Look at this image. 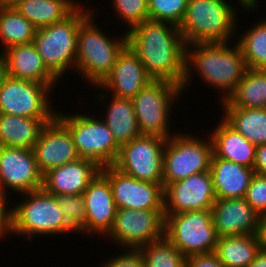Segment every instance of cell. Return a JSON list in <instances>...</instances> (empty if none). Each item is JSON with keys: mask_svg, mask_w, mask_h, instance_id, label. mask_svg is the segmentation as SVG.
Listing matches in <instances>:
<instances>
[{"mask_svg": "<svg viewBox=\"0 0 266 267\" xmlns=\"http://www.w3.org/2000/svg\"><path fill=\"white\" fill-rule=\"evenodd\" d=\"M127 31V45L152 80L182 87L185 77L186 43L178 26L146 20Z\"/></svg>", "mask_w": 266, "mask_h": 267, "instance_id": "1", "label": "cell"}, {"mask_svg": "<svg viewBox=\"0 0 266 267\" xmlns=\"http://www.w3.org/2000/svg\"><path fill=\"white\" fill-rule=\"evenodd\" d=\"M229 42L186 44L185 77L182 91L191 85L193 70L206 86L218 89L221 102L236 90L247 70L242 51L236 43ZM193 69V70H192ZM192 74V75H191Z\"/></svg>", "mask_w": 266, "mask_h": 267, "instance_id": "2", "label": "cell"}, {"mask_svg": "<svg viewBox=\"0 0 266 267\" xmlns=\"http://www.w3.org/2000/svg\"><path fill=\"white\" fill-rule=\"evenodd\" d=\"M94 15L92 12L79 27L75 65L76 72L93 87L111 73L118 55L127 46V32L111 38L97 27Z\"/></svg>", "mask_w": 266, "mask_h": 267, "instance_id": "3", "label": "cell"}, {"mask_svg": "<svg viewBox=\"0 0 266 267\" xmlns=\"http://www.w3.org/2000/svg\"><path fill=\"white\" fill-rule=\"evenodd\" d=\"M231 5L227 0H188L178 26L185 43L233 42L238 10Z\"/></svg>", "mask_w": 266, "mask_h": 267, "instance_id": "4", "label": "cell"}, {"mask_svg": "<svg viewBox=\"0 0 266 267\" xmlns=\"http://www.w3.org/2000/svg\"><path fill=\"white\" fill-rule=\"evenodd\" d=\"M84 6L86 4L80 3L63 20L37 29L33 39L44 64L59 80L65 71L75 69L79 27L92 11H96Z\"/></svg>", "mask_w": 266, "mask_h": 267, "instance_id": "5", "label": "cell"}, {"mask_svg": "<svg viewBox=\"0 0 266 267\" xmlns=\"http://www.w3.org/2000/svg\"><path fill=\"white\" fill-rule=\"evenodd\" d=\"M24 195V196H23ZM22 202L13 207L12 234L32 237L76 232L65 220L56 196L43 188L21 194Z\"/></svg>", "mask_w": 266, "mask_h": 267, "instance_id": "6", "label": "cell"}, {"mask_svg": "<svg viewBox=\"0 0 266 267\" xmlns=\"http://www.w3.org/2000/svg\"><path fill=\"white\" fill-rule=\"evenodd\" d=\"M56 117L68 128L80 158L94 160L102 167L115 163L120 146L102 118L58 111Z\"/></svg>", "mask_w": 266, "mask_h": 267, "instance_id": "7", "label": "cell"}, {"mask_svg": "<svg viewBox=\"0 0 266 267\" xmlns=\"http://www.w3.org/2000/svg\"><path fill=\"white\" fill-rule=\"evenodd\" d=\"M191 133L173 134L163 152V186L210 170L213 145L210 136L204 141ZM208 139V140H207Z\"/></svg>", "mask_w": 266, "mask_h": 267, "instance_id": "8", "label": "cell"}, {"mask_svg": "<svg viewBox=\"0 0 266 267\" xmlns=\"http://www.w3.org/2000/svg\"><path fill=\"white\" fill-rule=\"evenodd\" d=\"M182 92L179 85L164 80H152L132 99L142 135H156L165 139L172 136L169 127L173 110L171 107L177 103L174 101H178Z\"/></svg>", "mask_w": 266, "mask_h": 267, "instance_id": "9", "label": "cell"}, {"mask_svg": "<svg viewBox=\"0 0 266 267\" xmlns=\"http://www.w3.org/2000/svg\"><path fill=\"white\" fill-rule=\"evenodd\" d=\"M164 236L187 258L213 253L218 236L211 210L164 215Z\"/></svg>", "mask_w": 266, "mask_h": 267, "instance_id": "10", "label": "cell"}, {"mask_svg": "<svg viewBox=\"0 0 266 267\" xmlns=\"http://www.w3.org/2000/svg\"><path fill=\"white\" fill-rule=\"evenodd\" d=\"M166 141L167 139L156 135H140L120 146L112 166L127 176L163 185V152Z\"/></svg>", "mask_w": 266, "mask_h": 267, "instance_id": "11", "label": "cell"}, {"mask_svg": "<svg viewBox=\"0 0 266 267\" xmlns=\"http://www.w3.org/2000/svg\"><path fill=\"white\" fill-rule=\"evenodd\" d=\"M54 85L7 76L0 87V113L29 118H54L56 111L49 103V97L56 88Z\"/></svg>", "mask_w": 266, "mask_h": 267, "instance_id": "12", "label": "cell"}, {"mask_svg": "<svg viewBox=\"0 0 266 267\" xmlns=\"http://www.w3.org/2000/svg\"><path fill=\"white\" fill-rule=\"evenodd\" d=\"M164 210L117 209L110 231L105 235L128 249L138 250L164 236Z\"/></svg>", "mask_w": 266, "mask_h": 267, "instance_id": "13", "label": "cell"}, {"mask_svg": "<svg viewBox=\"0 0 266 267\" xmlns=\"http://www.w3.org/2000/svg\"><path fill=\"white\" fill-rule=\"evenodd\" d=\"M101 173L109 180L117 209L164 210L163 185L127 176L112 165Z\"/></svg>", "mask_w": 266, "mask_h": 267, "instance_id": "14", "label": "cell"}, {"mask_svg": "<svg viewBox=\"0 0 266 267\" xmlns=\"http://www.w3.org/2000/svg\"><path fill=\"white\" fill-rule=\"evenodd\" d=\"M216 201L210 170L169 183L164 188V215L211 210Z\"/></svg>", "mask_w": 266, "mask_h": 267, "instance_id": "15", "label": "cell"}, {"mask_svg": "<svg viewBox=\"0 0 266 267\" xmlns=\"http://www.w3.org/2000/svg\"><path fill=\"white\" fill-rule=\"evenodd\" d=\"M42 185L43 175L32 150L0 146V188L5 193L21 195L41 189Z\"/></svg>", "mask_w": 266, "mask_h": 267, "instance_id": "16", "label": "cell"}, {"mask_svg": "<svg viewBox=\"0 0 266 267\" xmlns=\"http://www.w3.org/2000/svg\"><path fill=\"white\" fill-rule=\"evenodd\" d=\"M32 151L42 175L80 158L72 135L56 116L45 125Z\"/></svg>", "mask_w": 266, "mask_h": 267, "instance_id": "17", "label": "cell"}, {"mask_svg": "<svg viewBox=\"0 0 266 267\" xmlns=\"http://www.w3.org/2000/svg\"><path fill=\"white\" fill-rule=\"evenodd\" d=\"M151 81L143 64L127 45L118 55L111 73L96 87L107 90L110 96L133 99Z\"/></svg>", "mask_w": 266, "mask_h": 267, "instance_id": "18", "label": "cell"}, {"mask_svg": "<svg viewBox=\"0 0 266 267\" xmlns=\"http://www.w3.org/2000/svg\"><path fill=\"white\" fill-rule=\"evenodd\" d=\"M101 170L102 166L96 161L79 158L46 172L42 188L54 196L81 195Z\"/></svg>", "mask_w": 266, "mask_h": 267, "instance_id": "19", "label": "cell"}, {"mask_svg": "<svg viewBox=\"0 0 266 267\" xmlns=\"http://www.w3.org/2000/svg\"><path fill=\"white\" fill-rule=\"evenodd\" d=\"M86 233L106 235L112 228L117 207L112 195L109 180L100 173L83 193Z\"/></svg>", "mask_w": 266, "mask_h": 267, "instance_id": "20", "label": "cell"}, {"mask_svg": "<svg viewBox=\"0 0 266 267\" xmlns=\"http://www.w3.org/2000/svg\"><path fill=\"white\" fill-rule=\"evenodd\" d=\"M211 215L219 238L256 233L259 214L244 198L216 199Z\"/></svg>", "mask_w": 266, "mask_h": 267, "instance_id": "21", "label": "cell"}, {"mask_svg": "<svg viewBox=\"0 0 266 267\" xmlns=\"http://www.w3.org/2000/svg\"><path fill=\"white\" fill-rule=\"evenodd\" d=\"M2 51L6 61L7 76L40 84L59 82L44 64L33 42L14 45Z\"/></svg>", "mask_w": 266, "mask_h": 267, "instance_id": "22", "label": "cell"}, {"mask_svg": "<svg viewBox=\"0 0 266 267\" xmlns=\"http://www.w3.org/2000/svg\"><path fill=\"white\" fill-rule=\"evenodd\" d=\"M216 158L253 168L256 146L231 127L222 117L218 126L209 135Z\"/></svg>", "mask_w": 266, "mask_h": 267, "instance_id": "23", "label": "cell"}, {"mask_svg": "<svg viewBox=\"0 0 266 267\" xmlns=\"http://www.w3.org/2000/svg\"><path fill=\"white\" fill-rule=\"evenodd\" d=\"M210 172L216 199L244 198L255 171L235 162L211 158Z\"/></svg>", "mask_w": 266, "mask_h": 267, "instance_id": "24", "label": "cell"}, {"mask_svg": "<svg viewBox=\"0 0 266 267\" xmlns=\"http://www.w3.org/2000/svg\"><path fill=\"white\" fill-rule=\"evenodd\" d=\"M104 92L102 91L101 93L100 91V94L97 95V99L102 101V104L108 103L104 112L106 115L104 117L101 116V118L112 132L116 143L122 146L142 135L138 128L133 100L116 96L108 99L109 95L106 91Z\"/></svg>", "mask_w": 266, "mask_h": 267, "instance_id": "25", "label": "cell"}, {"mask_svg": "<svg viewBox=\"0 0 266 267\" xmlns=\"http://www.w3.org/2000/svg\"><path fill=\"white\" fill-rule=\"evenodd\" d=\"M53 118H29L0 113V146L32 150L45 125Z\"/></svg>", "mask_w": 266, "mask_h": 267, "instance_id": "26", "label": "cell"}, {"mask_svg": "<svg viewBox=\"0 0 266 267\" xmlns=\"http://www.w3.org/2000/svg\"><path fill=\"white\" fill-rule=\"evenodd\" d=\"M222 107L266 108V69L247 68L236 90Z\"/></svg>", "mask_w": 266, "mask_h": 267, "instance_id": "27", "label": "cell"}, {"mask_svg": "<svg viewBox=\"0 0 266 267\" xmlns=\"http://www.w3.org/2000/svg\"><path fill=\"white\" fill-rule=\"evenodd\" d=\"M261 250L255 234L221 237L214 253L225 267H248Z\"/></svg>", "mask_w": 266, "mask_h": 267, "instance_id": "28", "label": "cell"}, {"mask_svg": "<svg viewBox=\"0 0 266 267\" xmlns=\"http://www.w3.org/2000/svg\"><path fill=\"white\" fill-rule=\"evenodd\" d=\"M79 4L75 0H22L15 9L40 29L63 20Z\"/></svg>", "mask_w": 266, "mask_h": 267, "instance_id": "29", "label": "cell"}, {"mask_svg": "<svg viewBox=\"0 0 266 267\" xmlns=\"http://www.w3.org/2000/svg\"><path fill=\"white\" fill-rule=\"evenodd\" d=\"M224 120L255 146L266 144V108L223 107Z\"/></svg>", "mask_w": 266, "mask_h": 267, "instance_id": "30", "label": "cell"}, {"mask_svg": "<svg viewBox=\"0 0 266 267\" xmlns=\"http://www.w3.org/2000/svg\"><path fill=\"white\" fill-rule=\"evenodd\" d=\"M37 28L15 8H0V41L2 48L33 42Z\"/></svg>", "mask_w": 266, "mask_h": 267, "instance_id": "31", "label": "cell"}, {"mask_svg": "<svg viewBox=\"0 0 266 267\" xmlns=\"http://www.w3.org/2000/svg\"><path fill=\"white\" fill-rule=\"evenodd\" d=\"M247 68L266 69V18L238 37ZM241 38V39H240Z\"/></svg>", "mask_w": 266, "mask_h": 267, "instance_id": "32", "label": "cell"}, {"mask_svg": "<svg viewBox=\"0 0 266 267\" xmlns=\"http://www.w3.org/2000/svg\"><path fill=\"white\" fill-rule=\"evenodd\" d=\"M145 267H186V257L165 237L138 249Z\"/></svg>", "mask_w": 266, "mask_h": 267, "instance_id": "33", "label": "cell"}, {"mask_svg": "<svg viewBox=\"0 0 266 267\" xmlns=\"http://www.w3.org/2000/svg\"><path fill=\"white\" fill-rule=\"evenodd\" d=\"M188 0H148L149 20L179 26L186 13Z\"/></svg>", "mask_w": 266, "mask_h": 267, "instance_id": "34", "label": "cell"}, {"mask_svg": "<svg viewBox=\"0 0 266 267\" xmlns=\"http://www.w3.org/2000/svg\"><path fill=\"white\" fill-rule=\"evenodd\" d=\"M57 202L63 211L66 222L76 231L85 234L86 211L83 194L57 195Z\"/></svg>", "mask_w": 266, "mask_h": 267, "instance_id": "35", "label": "cell"}, {"mask_svg": "<svg viewBox=\"0 0 266 267\" xmlns=\"http://www.w3.org/2000/svg\"><path fill=\"white\" fill-rule=\"evenodd\" d=\"M114 11L131 30L136 25L149 20L148 0H111Z\"/></svg>", "mask_w": 266, "mask_h": 267, "instance_id": "36", "label": "cell"}, {"mask_svg": "<svg viewBox=\"0 0 266 267\" xmlns=\"http://www.w3.org/2000/svg\"><path fill=\"white\" fill-rule=\"evenodd\" d=\"M244 199L260 215L266 213V177L255 174Z\"/></svg>", "mask_w": 266, "mask_h": 267, "instance_id": "37", "label": "cell"}, {"mask_svg": "<svg viewBox=\"0 0 266 267\" xmlns=\"http://www.w3.org/2000/svg\"><path fill=\"white\" fill-rule=\"evenodd\" d=\"M112 257L106 259L102 267H145L139 250L130 249Z\"/></svg>", "mask_w": 266, "mask_h": 267, "instance_id": "38", "label": "cell"}, {"mask_svg": "<svg viewBox=\"0 0 266 267\" xmlns=\"http://www.w3.org/2000/svg\"><path fill=\"white\" fill-rule=\"evenodd\" d=\"M7 198L8 194L0 188V239L13 235V208H8Z\"/></svg>", "mask_w": 266, "mask_h": 267, "instance_id": "39", "label": "cell"}, {"mask_svg": "<svg viewBox=\"0 0 266 267\" xmlns=\"http://www.w3.org/2000/svg\"><path fill=\"white\" fill-rule=\"evenodd\" d=\"M186 267H225L219 260L216 254H202L187 257Z\"/></svg>", "mask_w": 266, "mask_h": 267, "instance_id": "40", "label": "cell"}, {"mask_svg": "<svg viewBox=\"0 0 266 267\" xmlns=\"http://www.w3.org/2000/svg\"><path fill=\"white\" fill-rule=\"evenodd\" d=\"M253 169L255 174L266 177V144L256 146Z\"/></svg>", "mask_w": 266, "mask_h": 267, "instance_id": "41", "label": "cell"}, {"mask_svg": "<svg viewBox=\"0 0 266 267\" xmlns=\"http://www.w3.org/2000/svg\"><path fill=\"white\" fill-rule=\"evenodd\" d=\"M260 248L266 250V213L258 216L257 230L255 233Z\"/></svg>", "mask_w": 266, "mask_h": 267, "instance_id": "42", "label": "cell"}, {"mask_svg": "<svg viewBox=\"0 0 266 267\" xmlns=\"http://www.w3.org/2000/svg\"><path fill=\"white\" fill-rule=\"evenodd\" d=\"M248 267H266V250L261 249Z\"/></svg>", "mask_w": 266, "mask_h": 267, "instance_id": "43", "label": "cell"}, {"mask_svg": "<svg viewBox=\"0 0 266 267\" xmlns=\"http://www.w3.org/2000/svg\"><path fill=\"white\" fill-rule=\"evenodd\" d=\"M236 2L238 4L240 3V6L243 7V9L245 8L248 12L251 10L253 11V9L257 10L259 8V2H251V0H236Z\"/></svg>", "mask_w": 266, "mask_h": 267, "instance_id": "44", "label": "cell"}, {"mask_svg": "<svg viewBox=\"0 0 266 267\" xmlns=\"http://www.w3.org/2000/svg\"><path fill=\"white\" fill-rule=\"evenodd\" d=\"M7 77L6 61L2 53H0V87L4 79Z\"/></svg>", "mask_w": 266, "mask_h": 267, "instance_id": "45", "label": "cell"}, {"mask_svg": "<svg viewBox=\"0 0 266 267\" xmlns=\"http://www.w3.org/2000/svg\"><path fill=\"white\" fill-rule=\"evenodd\" d=\"M22 0H0V8H15Z\"/></svg>", "mask_w": 266, "mask_h": 267, "instance_id": "46", "label": "cell"}]
</instances>
